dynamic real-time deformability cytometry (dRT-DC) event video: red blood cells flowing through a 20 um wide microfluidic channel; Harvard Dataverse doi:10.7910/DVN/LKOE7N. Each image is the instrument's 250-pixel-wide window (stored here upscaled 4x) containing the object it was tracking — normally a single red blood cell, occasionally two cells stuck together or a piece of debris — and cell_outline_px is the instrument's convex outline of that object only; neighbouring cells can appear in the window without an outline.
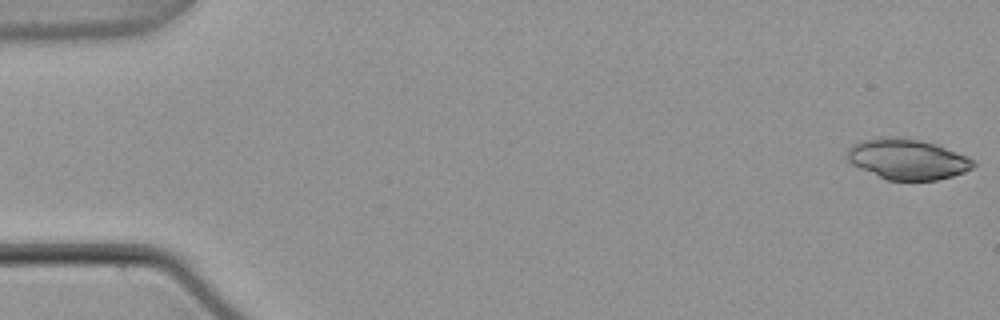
{"species": "common noctule bat (a hibernating species)", "species_latin": "Nyctalus noctula", "temperature_condition": "warm", "stored_images_in_passage": 54, "camera_frame_rate_fps": 3000, "um_per_image_px": 0.085, "animal": {"sex": "male", "body_mass_g": 21.5, "forearm_length_mm": 52.0}, "frame": {"image": 1, "passage_image": 1, "time_ms": 0.0, "image_size_px": [1000, 320], "cell_outline_px": [[976, 164], [972, 168], [964, 172], [952, 176], [936, 180], [888, 180], [860, 168], [852, 164], [848, 160], [848, 148], [852, 144], [860, 140], [920, 140], [936, 144], [976, 160]], "centroid_in_image_um": [77.18, 13.58], "position_along_channel_um": 7.8, "area_um2": 28.73}}